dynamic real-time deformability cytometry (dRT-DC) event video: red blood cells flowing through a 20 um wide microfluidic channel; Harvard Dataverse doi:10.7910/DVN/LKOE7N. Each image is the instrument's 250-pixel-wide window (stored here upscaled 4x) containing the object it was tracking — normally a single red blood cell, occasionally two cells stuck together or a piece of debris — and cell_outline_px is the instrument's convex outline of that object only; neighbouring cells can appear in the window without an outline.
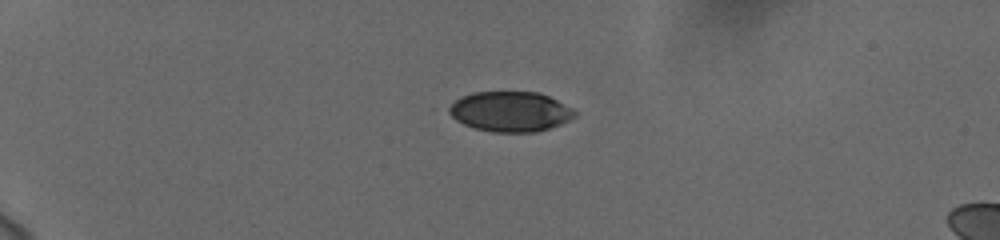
{"species": "human", "species_latin": "Homo sapiens", "temperature_condition": "cold", "stored_images_in_passage": 43, "camera_frame_rate_fps": 3000, "um_per_image_px": 0.085, "donor": {"sex": "female"}, "frame": {"image": 1, "passage_image": 1, "time_ms": 0.0, "image_size_px": [1000, 240], "cell_outline_px": [[576, 116], [560, 124], [536, 132], [492, 132], [472, 128], [456, 120], [444, 108], [460, 96], [472, 92], [540, 92], [572, 108], [576, 112]], "centroid_in_image_um": [43.31, 9.48], "position_along_channel_um": 41.7, "area_um2": 29.59}}
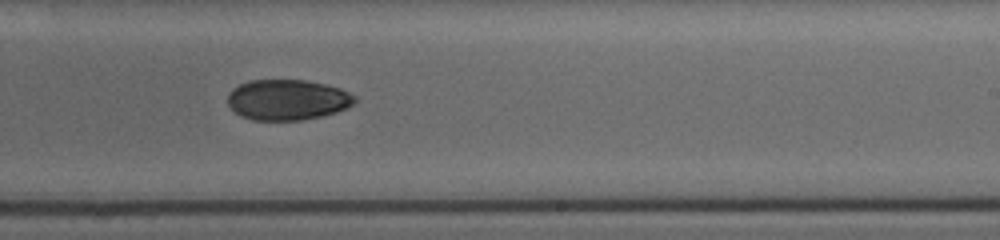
{"frame": {"image": 2, "passage_image": 24, "time_ms": 7.667, "image_size_px": [1000, 240], "cell_outline_px": [[356, 100], [352, 104], [336, 112], [320, 116], [300, 120], [252, 120], [240, 116], [228, 104], [228, 92], [232, 88], [248, 80], [304, 80], [324, 84], [340, 88], [356, 96]], "centroid_in_image_um": [24.4, 8.47], "position_along_channel_um": 264.6, "area_um2": 29.94}}
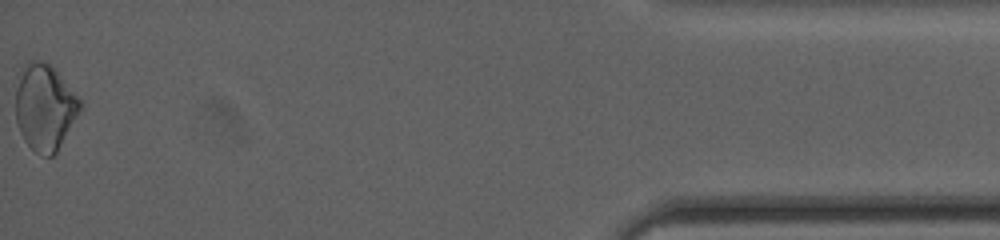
{"frame": {"image": 3, "passage_image": 43, "time_ms": 14.0, "image_size_px": [1000, 240], "cell_outline_px": [[84, 104], [56, 152], [52, 156], [44, 156], [36, 152], [24, 140], [20, 132], [16, 120], [16, 88], [24, 64], [28, 60], [44, 60], [60, 76]], "centroid_in_image_um": [3.8, 9.11], "position_along_channel_um": 431.4, "area_um2": 31.91}, "authors_computed_cell_mechanics": {"area_um2": 30.8652, "velocity_mm_per_s": 3.7381, "shape_relaxation_time_tau1_ms": 5.0698, "shape_relaxation_time_tau2_ms": null, "deformation_change_tau1": 0.0902, "deformation_change_tau2": null}}